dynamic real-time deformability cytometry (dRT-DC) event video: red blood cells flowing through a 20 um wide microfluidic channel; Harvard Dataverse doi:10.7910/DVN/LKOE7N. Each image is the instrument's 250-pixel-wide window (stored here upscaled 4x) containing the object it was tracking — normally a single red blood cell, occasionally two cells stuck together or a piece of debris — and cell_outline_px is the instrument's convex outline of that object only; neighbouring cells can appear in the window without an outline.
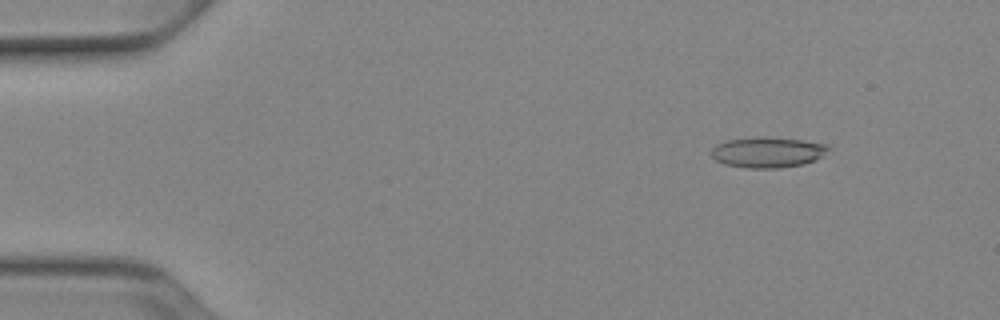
{"species": "Egyptian fruit bat (a non-hibernating species)", "species_latin": "Rousettus aegyptiacus", "temperature_condition": "cold", "stored_images_in_passage": 51, "camera_frame_rate_fps": 3000, "um_per_image_px": 0.085, "animal": {"sex": "female"}, "frame": {"image": 1, "passage_image": 6, "time_ms": 1.667, "image_size_px": [1000, 320], "cell_outline_px": [[832, 148], [816, 160], [804, 164], [776, 168], [748, 168], [724, 164], [716, 160], [712, 156], [712, 148], [716, 144], [728, 140], [764, 136], [800, 140], [828, 144]], "centroid_in_image_um": [65.28, 12.94], "position_along_channel_um": 19.7, "area_um2": 20.87}}
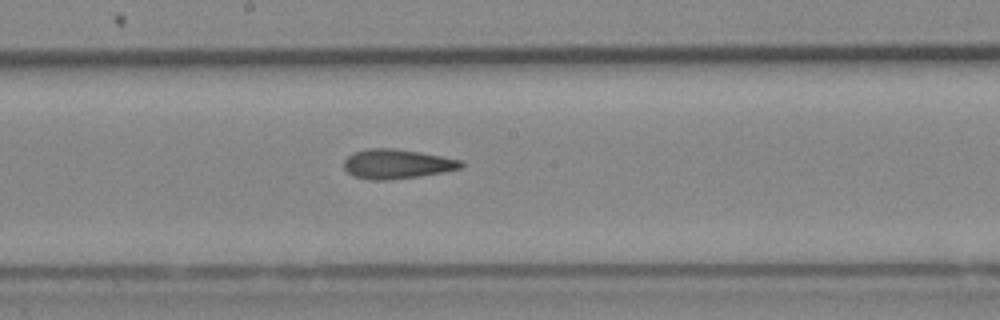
{"frame": {"image": 2, "passage_image": 28, "time_ms": 9.0, "image_size_px": [1000, 320], "cell_outline_px": [[464, 168], [444, 172], [420, 176], [388, 180], [368, 180], [352, 176], [344, 168], [344, 160], [352, 152], [368, 148], [396, 148], [420, 152], [464, 160]], "centroid_in_image_um": [33.76, 13.93], "position_along_channel_um": 214.4, "area_um2": 20.52}}
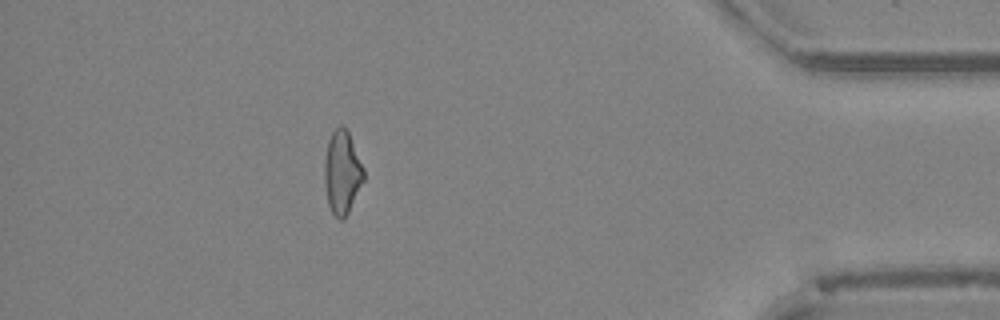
{"frame": {"image": 3, "passage_image": 46, "time_ms": 15.0, "image_size_px": [1000, 320], "cell_outline_px": [[364, 180], [344, 220], [340, 220], [332, 212], [328, 204], [324, 184], [324, 160], [328, 140], [332, 132], [340, 124], [348, 132], [364, 168]], "centroid_in_image_um": [29.07, 14.66], "position_along_channel_um": 406.1, "area_um2": 18.96}, "authors_computed_cell_mechanics": {"area_um2": 19.9988, "velocity_mm_per_s": 3.9293, "shape_relaxation_time_tau1_ms": null, "shape_relaxation_time_tau2_ms": 3.5081, "deformation_change_tau1": null, "deformation_change_tau2": 0.1239}}